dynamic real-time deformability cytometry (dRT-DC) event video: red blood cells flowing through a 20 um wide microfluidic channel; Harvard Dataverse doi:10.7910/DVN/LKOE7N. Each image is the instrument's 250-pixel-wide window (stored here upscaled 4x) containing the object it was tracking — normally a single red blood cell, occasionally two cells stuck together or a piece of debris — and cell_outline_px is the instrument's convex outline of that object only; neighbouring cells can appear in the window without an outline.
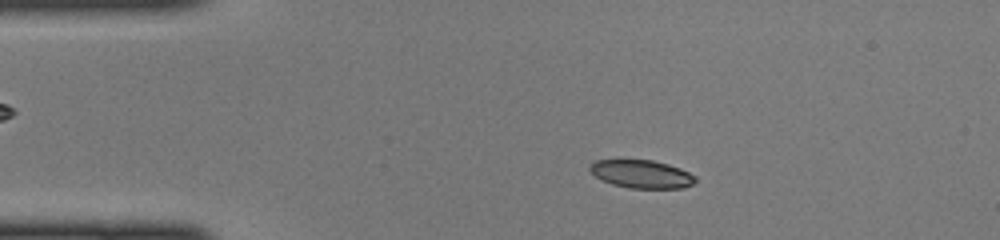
{"species": "common noctule bat (a hibernating species)", "species_latin": "Nyctalus noctula", "temperature_condition": "cold", "stored_images_in_passage": 46, "camera_frame_rate_fps": 3000, "um_per_image_px": 0.085, "animal": {"sex": "female", "body_mass_g": 22.0, "forearm_length_mm": 56.7}, "frame": {"image": 1, "passage_image": 8, "time_ms": 2.333, "image_size_px": [1000, 240], "cell_outline_px": [[696, 180], [692, 184], [684, 188], [628, 188], [612, 184], [600, 180], [588, 168], [596, 160], [620, 156], [652, 160], [668, 164], [680, 168], [696, 176]], "centroid_in_image_um": [54.47, 14.74], "position_along_channel_um": 30.5, "area_um2": 18.03}}
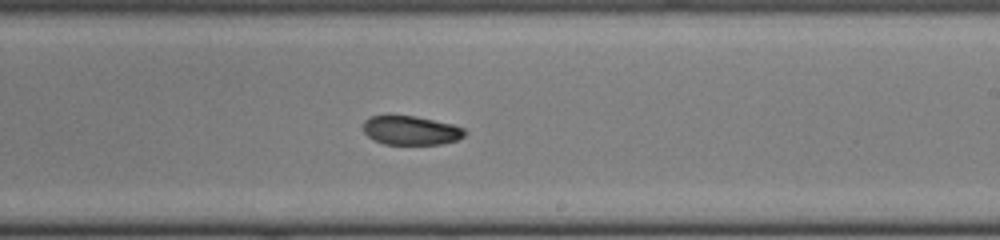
{"frame": {"image": 2, "passage_image": 27, "time_ms": 8.667, "image_size_px": [1000, 240], "cell_outline_px": [[464, 136], [456, 140], [440, 144], [384, 144], [372, 140], [364, 132], [364, 120], [368, 116], [388, 112], [416, 116], [452, 124], [464, 128]], "centroid_in_image_um": [34.83, 11.03], "position_along_channel_um": 254.2, "area_um2": 17.74}}
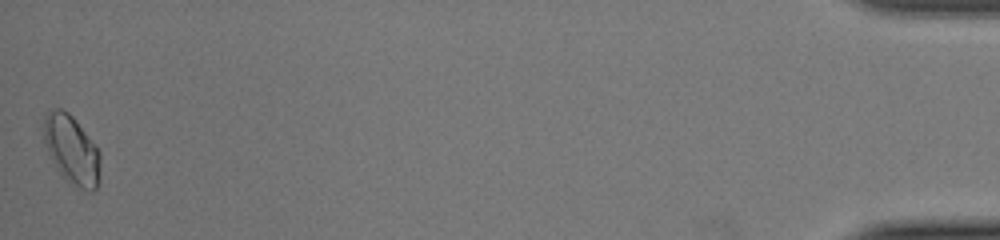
{"frame": {"image": 3, "passage_image": 46, "time_ms": 15.0, "image_size_px": [1000, 240], "cell_outline_px": [[100, 160], [96, 188], [92, 192], [88, 192], [72, 188], [60, 172], [48, 152], [44, 140], [44, 116], [48, 108], [60, 108], [68, 112], [72, 116], [100, 152]], "centroid_in_image_um": [6.07, 12.75], "position_along_channel_um": 429.1, "area_um2": 22.54}}